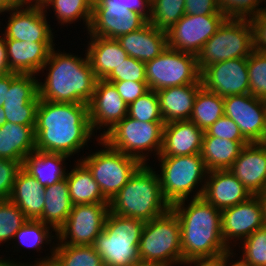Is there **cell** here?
<instances>
[{
	"label": "cell",
	"mask_w": 266,
	"mask_h": 266,
	"mask_svg": "<svg viewBox=\"0 0 266 266\" xmlns=\"http://www.w3.org/2000/svg\"><path fill=\"white\" fill-rule=\"evenodd\" d=\"M94 135L88 104L39 100L36 110L35 150L61 153L72 158L91 143L90 139Z\"/></svg>",
	"instance_id": "1"
},
{
	"label": "cell",
	"mask_w": 266,
	"mask_h": 266,
	"mask_svg": "<svg viewBox=\"0 0 266 266\" xmlns=\"http://www.w3.org/2000/svg\"><path fill=\"white\" fill-rule=\"evenodd\" d=\"M54 47L39 72L45 78L38 79L40 99L61 103L88 104L93 96L97 78L92 70L86 50L83 57Z\"/></svg>",
	"instance_id": "2"
},
{
	"label": "cell",
	"mask_w": 266,
	"mask_h": 266,
	"mask_svg": "<svg viewBox=\"0 0 266 266\" xmlns=\"http://www.w3.org/2000/svg\"><path fill=\"white\" fill-rule=\"evenodd\" d=\"M171 210L179 219L183 261L230 250L223 240L221 211L203 197L179 201Z\"/></svg>",
	"instance_id": "3"
},
{
	"label": "cell",
	"mask_w": 266,
	"mask_h": 266,
	"mask_svg": "<svg viewBox=\"0 0 266 266\" xmlns=\"http://www.w3.org/2000/svg\"><path fill=\"white\" fill-rule=\"evenodd\" d=\"M151 166L149 163L138 167L109 202L110 212L146 222L171 209L162 194L158 172Z\"/></svg>",
	"instance_id": "4"
},
{
	"label": "cell",
	"mask_w": 266,
	"mask_h": 266,
	"mask_svg": "<svg viewBox=\"0 0 266 266\" xmlns=\"http://www.w3.org/2000/svg\"><path fill=\"white\" fill-rule=\"evenodd\" d=\"M151 0H93L88 36L117 39L150 19Z\"/></svg>",
	"instance_id": "5"
},
{
	"label": "cell",
	"mask_w": 266,
	"mask_h": 266,
	"mask_svg": "<svg viewBox=\"0 0 266 266\" xmlns=\"http://www.w3.org/2000/svg\"><path fill=\"white\" fill-rule=\"evenodd\" d=\"M157 160L158 169L161 170L157 172L162 194L170 206L179 201L202 197L208 170L201 153L157 157Z\"/></svg>",
	"instance_id": "6"
},
{
	"label": "cell",
	"mask_w": 266,
	"mask_h": 266,
	"mask_svg": "<svg viewBox=\"0 0 266 266\" xmlns=\"http://www.w3.org/2000/svg\"><path fill=\"white\" fill-rule=\"evenodd\" d=\"M144 223L108 212L103 231L93 244L104 266H132L140 260L138 247Z\"/></svg>",
	"instance_id": "7"
},
{
	"label": "cell",
	"mask_w": 266,
	"mask_h": 266,
	"mask_svg": "<svg viewBox=\"0 0 266 266\" xmlns=\"http://www.w3.org/2000/svg\"><path fill=\"white\" fill-rule=\"evenodd\" d=\"M164 124L142 122L126 116L101 139L111 148L137 159L141 164H148L151 154L158 157L161 153Z\"/></svg>",
	"instance_id": "8"
},
{
	"label": "cell",
	"mask_w": 266,
	"mask_h": 266,
	"mask_svg": "<svg viewBox=\"0 0 266 266\" xmlns=\"http://www.w3.org/2000/svg\"><path fill=\"white\" fill-rule=\"evenodd\" d=\"M138 255L140 260L165 266H181L183 262L180 224L176 214L167 213L144 223Z\"/></svg>",
	"instance_id": "9"
},
{
	"label": "cell",
	"mask_w": 266,
	"mask_h": 266,
	"mask_svg": "<svg viewBox=\"0 0 266 266\" xmlns=\"http://www.w3.org/2000/svg\"><path fill=\"white\" fill-rule=\"evenodd\" d=\"M98 151L86 153L76 160H80L91 172L103 196L110 202L125 186L141 163L127 154L111 148L103 139L99 138Z\"/></svg>",
	"instance_id": "10"
},
{
	"label": "cell",
	"mask_w": 266,
	"mask_h": 266,
	"mask_svg": "<svg viewBox=\"0 0 266 266\" xmlns=\"http://www.w3.org/2000/svg\"><path fill=\"white\" fill-rule=\"evenodd\" d=\"M253 50V28L250 20L227 18L196 55L197 67L201 73L214 63L248 58Z\"/></svg>",
	"instance_id": "11"
},
{
	"label": "cell",
	"mask_w": 266,
	"mask_h": 266,
	"mask_svg": "<svg viewBox=\"0 0 266 266\" xmlns=\"http://www.w3.org/2000/svg\"><path fill=\"white\" fill-rule=\"evenodd\" d=\"M200 75L196 55L169 47L153 60L145 62L146 83L154 91L195 84Z\"/></svg>",
	"instance_id": "12"
},
{
	"label": "cell",
	"mask_w": 266,
	"mask_h": 266,
	"mask_svg": "<svg viewBox=\"0 0 266 266\" xmlns=\"http://www.w3.org/2000/svg\"><path fill=\"white\" fill-rule=\"evenodd\" d=\"M109 204H78L57 231L55 244L93 245L103 231Z\"/></svg>",
	"instance_id": "13"
},
{
	"label": "cell",
	"mask_w": 266,
	"mask_h": 266,
	"mask_svg": "<svg viewBox=\"0 0 266 266\" xmlns=\"http://www.w3.org/2000/svg\"><path fill=\"white\" fill-rule=\"evenodd\" d=\"M226 19L225 15L185 14L166 32L167 47L197 55Z\"/></svg>",
	"instance_id": "14"
},
{
	"label": "cell",
	"mask_w": 266,
	"mask_h": 266,
	"mask_svg": "<svg viewBox=\"0 0 266 266\" xmlns=\"http://www.w3.org/2000/svg\"><path fill=\"white\" fill-rule=\"evenodd\" d=\"M6 27L4 26V39H13L28 42H55L53 32L48 22V12L43 6L19 3L9 11Z\"/></svg>",
	"instance_id": "15"
},
{
	"label": "cell",
	"mask_w": 266,
	"mask_h": 266,
	"mask_svg": "<svg viewBox=\"0 0 266 266\" xmlns=\"http://www.w3.org/2000/svg\"><path fill=\"white\" fill-rule=\"evenodd\" d=\"M224 115L231 118L249 143H263L266 137L264 99L252 94L223 98Z\"/></svg>",
	"instance_id": "16"
},
{
	"label": "cell",
	"mask_w": 266,
	"mask_h": 266,
	"mask_svg": "<svg viewBox=\"0 0 266 266\" xmlns=\"http://www.w3.org/2000/svg\"><path fill=\"white\" fill-rule=\"evenodd\" d=\"M128 105L115 86L105 79H97L93 96L88 103L90 124L96 141L127 116ZM104 128V129H103ZM97 130L100 132H97ZM97 133L98 136H97Z\"/></svg>",
	"instance_id": "17"
},
{
	"label": "cell",
	"mask_w": 266,
	"mask_h": 266,
	"mask_svg": "<svg viewBox=\"0 0 266 266\" xmlns=\"http://www.w3.org/2000/svg\"><path fill=\"white\" fill-rule=\"evenodd\" d=\"M221 220L224 243L230 250H235L239 243L264 226L259 196L252 195L246 201L222 210Z\"/></svg>",
	"instance_id": "18"
},
{
	"label": "cell",
	"mask_w": 266,
	"mask_h": 266,
	"mask_svg": "<svg viewBox=\"0 0 266 266\" xmlns=\"http://www.w3.org/2000/svg\"><path fill=\"white\" fill-rule=\"evenodd\" d=\"M202 86L220 97L249 93L248 58L229 59L205 68Z\"/></svg>",
	"instance_id": "19"
},
{
	"label": "cell",
	"mask_w": 266,
	"mask_h": 266,
	"mask_svg": "<svg viewBox=\"0 0 266 266\" xmlns=\"http://www.w3.org/2000/svg\"><path fill=\"white\" fill-rule=\"evenodd\" d=\"M249 191L259 195L266 190V146L249 143L228 169Z\"/></svg>",
	"instance_id": "20"
},
{
	"label": "cell",
	"mask_w": 266,
	"mask_h": 266,
	"mask_svg": "<svg viewBox=\"0 0 266 266\" xmlns=\"http://www.w3.org/2000/svg\"><path fill=\"white\" fill-rule=\"evenodd\" d=\"M4 44L9 72L37 76L56 43L4 39Z\"/></svg>",
	"instance_id": "21"
},
{
	"label": "cell",
	"mask_w": 266,
	"mask_h": 266,
	"mask_svg": "<svg viewBox=\"0 0 266 266\" xmlns=\"http://www.w3.org/2000/svg\"><path fill=\"white\" fill-rule=\"evenodd\" d=\"M250 196L249 191L228 169L208 171L202 197L218 210L235 206Z\"/></svg>",
	"instance_id": "22"
},
{
	"label": "cell",
	"mask_w": 266,
	"mask_h": 266,
	"mask_svg": "<svg viewBox=\"0 0 266 266\" xmlns=\"http://www.w3.org/2000/svg\"><path fill=\"white\" fill-rule=\"evenodd\" d=\"M203 134L204 131L189 120L165 123L162 149L158 157L201 153Z\"/></svg>",
	"instance_id": "23"
},
{
	"label": "cell",
	"mask_w": 266,
	"mask_h": 266,
	"mask_svg": "<svg viewBox=\"0 0 266 266\" xmlns=\"http://www.w3.org/2000/svg\"><path fill=\"white\" fill-rule=\"evenodd\" d=\"M116 40L128 56L143 62L153 60L167 48L166 32L154 27L150 22Z\"/></svg>",
	"instance_id": "24"
},
{
	"label": "cell",
	"mask_w": 266,
	"mask_h": 266,
	"mask_svg": "<svg viewBox=\"0 0 266 266\" xmlns=\"http://www.w3.org/2000/svg\"><path fill=\"white\" fill-rule=\"evenodd\" d=\"M201 87L200 79L195 84L169 87L156 91L164 123L189 120L195 97Z\"/></svg>",
	"instance_id": "25"
},
{
	"label": "cell",
	"mask_w": 266,
	"mask_h": 266,
	"mask_svg": "<svg viewBox=\"0 0 266 266\" xmlns=\"http://www.w3.org/2000/svg\"><path fill=\"white\" fill-rule=\"evenodd\" d=\"M86 53L92 70L97 79H106L122 62L128 54L116 39L98 36H86Z\"/></svg>",
	"instance_id": "26"
},
{
	"label": "cell",
	"mask_w": 266,
	"mask_h": 266,
	"mask_svg": "<svg viewBox=\"0 0 266 266\" xmlns=\"http://www.w3.org/2000/svg\"><path fill=\"white\" fill-rule=\"evenodd\" d=\"M8 199L15 203L28 219L38 220L45 204V187L21 168Z\"/></svg>",
	"instance_id": "27"
},
{
	"label": "cell",
	"mask_w": 266,
	"mask_h": 266,
	"mask_svg": "<svg viewBox=\"0 0 266 266\" xmlns=\"http://www.w3.org/2000/svg\"><path fill=\"white\" fill-rule=\"evenodd\" d=\"M35 151V125L13 124L0 126V157L23 164L24 158Z\"/></svg>",
	"instance_id": "28"
},
{
	"label": "cell",
	"mask_w": 266,
	"mask_h": 266,
	"mask_svg": "<svg viewBox=\"0 0 266 266\" xmlns=\"http://www.w3.org/2000/svg\"><path fill=\"white\" fill-rule=\"evenodd\" d=\"M70 157L61 153H48L35 150L24 158L22 168L33 176L43 187L66 178V162ZM66 162V163H65Z\"/></svg>",
	"instance_id": "29"
},
{
	"label": "cell",
	"mask_w": 266,
	"mask_h": 266,
	"mask_svg": "<svg viewBox=\"0 0 266 266\" xmlns=\"http://www.w3.org/2000/svg\"><path fill=\"white\" fill-rule=\"evenodd\" d=\"M73 168L67 170L66 180L73 205L109 204L89 169L80 161L74 162Z\"/></svg>",
	"instance_id": "30"
},
{
	"label": "cell",
	"mask_w": 266,
	"mask_h": 266,
	"mask_svg": "<svg viewBox=\"0 0 266 266\" xmlns=\"http://www.w3.org/2000/svg\"><path fill=\"white\" fill-rule=\"evenodd\" d=\"M248 141H230L209 136L205 131L202 139L201 157L208 171L229 169Z\"/></svg>",
	"instance_id": "31"
},
{
	"label": "cell",
	"mask_w": 266,
	"mask_h": 266,
	"mask_svg": "<svg viewBox=\"0 0 266 266\" xmlns=\"http://www.w3.org/2000/svg\"><path fill=\"white\" fill-rule=\"evenodd\" d=\"M73 203L69 195V187L66 178L45 187V204L42 216L38 219L49 225L55 233L65 224Z\"/></svg>",
	"instance_id": "32"
},
{
	"label": "cell",
	"mask_w": 266,
	"mask_h": 266,
	"mask_svg": "<svg viewBox=\"0 0 266 266\" xmlns=\"http://www.w3.org/2000/svg\"><path fill=\"white\" fill-rule=\"evenodd\" d=\"M55 232L49 225L44 224L40 220H27V222L15 233L13 242L14 246H12V250L14 247L13 253L17 250V252L24 247V249H32L36 250L35 252L43 253L40 250H43L44 245L48 248L51 255H54V245L57 240V234L52 233ZM55 242H54V241ZM15 242V243H14ZM18 243V244H17ZM52 243V245H51ZM26 247V248H25ZM17 248V249H16ZM20 248V249H19ZM16 249V250H15Z\"/></svg>",
	"instance_id": "33"
},
{
	"label": "cell",
	"mask_w": 266,
	"mask_h": 266,
	"mask_svg": "<svg viewBox=\"0 0 266 266\" xmlns=\"http://www.w3.org/2000/svg\"><path fill=\"white\" fill-rule=\"evenodd\" d=\"M42 6L45 12L52 9L50 13L54 12L57 24H60L59 27L66 24L68 27L82 20L85 24L83 28L88 31L92 18L93 0H47Z\"/></svg>",
	"instance_id": "34"
},
{
	"label": "cell",
	"mask_w": 266,
	"mask_h": 266,
	"mask_svg": "<svg viewBox=\"0 0 266 266\" xmlns=\"http://www.w3.org/2000/svg\"><path fill=\"white\" fill-rule=\"evenodd\" d=\"M224 111L223 97L202 86L195 97L189 121L206 131L220 117L224 116Z\"/></svg>",
	"instance_id": "35"
},
{
	"label": "cell",
	"mask_w": 266,
	"mask_h": 266,
	"mask_svg": "<svg viewBox=\"0 0 266 266\" xmlns=\"http://www.w3.org/2000/svg\"><path fill=\"white\" fill-rule=\"evenodd\" d=\"M54 257L62 266H104L93 245L55 244Z\"/></svg>",
	"instance_id": "36"
},
{
	"label": "cell",
	"mask_w": 266,
	"mask_h": 266,
	"mask_svg": "<svg viewBox=\"0 0 266 266\" xmlns=\"http://www.w3.org/2000/svg\"><path fill=\"white\" fill-rule=\"evenodd\" d=\"M185 15V0H151L148 22L167 32Z\"/></svg>",
	"instance_id": "37"
},
{
	"label": "cell",
	"mask_w": 266,
	"mask_h": 266,
	"mask_svg": "<svg viewBox=\"0 0 266 266\" xmlns=\"http://www.w3.org/2000/svg\"><path fill=\"white\" fill-rule=\"evenodd\" d=\"M242 254L237 258L246 266H266V227L253 232L238 245Z\"/></svg>",
	"instance_id": "38"
},
{
	"label": "cell",
	"mask_w": 266,
	"mask_h": 266,
	"mask_svg": "<svg viewBox=\"0 0 266 266\" xmlns=\"http://www.w3.org/2000/svg\"><path fill=\"white\" fill-rule=\"evenodd\" d=\"M27 220L29 219L15 203L9 199H0V245L6 242L9 243L8 246L11 245L15 233Z\"/></svg>",
	"instance_id": "39"
},
{
	"label": "cell",
	"mask_w": 266,
	"mask_h": 266,
	"mask_svg": "<svg viewBox=\"0 0 266 266\" xmlns=\"http://www.w3.org/2000/svg\"><path fill=\"white\" fill-rule=\"evenodd\" d=\"M127 116L142 122H164L156 91L149 89L129 104Z\"/></svg>",
	"instance_id": "40"
},
{
	"label": "cell",
	"mask_w": 266,
	"mask_h": 266,
	"mask_svg": "<svg viewBox=\"0 0 266 266\" xmlns=\"http://www.w3.org/2000/svg\"><path fill=\"white\" fill-rule=\"evenodd\" d=\"M249 93L266 99V53L253 50L248 57Z\"/></svg>",
	"instance_id": "41"
},
{
	"label": "cell",
	"mask_w": 266,
	"mask_h": 266,
	"mask_svg": "<svg viewBox=\"0 0 266 266\" xmlns=\"http://www.w3.org/2000/svg\"><path fill=\"white\" fill-rule=\"evenodd\" d=\"M217 3L220 12L229 19L250 20L266 9L260 0H217Z\"/></svg>",
	"instance_id": "42"
},
{
	"label": "cell",
	"mask_w": 266,
	"mask_h": 266,
	"mask_svg": "<svg viewBox=\"0 0 266 266\" xmlns=\"http://www.w3.org/2000/svg\"><path fill=\"white\" fill-rule=\"evenodd\" d=\"M38 95V77L19 74L10 84L4 103L30 102Z\"/></svg>",
	"instance_id": "43"
},
{
	"label": "cell",
	"mask_w": 266,
	"mask_h": 266,
	"mask_svg": "<svg viewBox=\"0 0 266 266\" xmlns=\"http://www.w3.org/2000/svg\"><path fill=\"white\" fill-rule=\"evenodd\" d=\"M40 97L30 102H7L2 105L6 121L13 124L36 125V110Z\"/></svg>",
	"instance_id": "44"
},
{
	"label": "cell",
	"mask_w": 266,
	"mask_h": 266,
	"mask_svg": "<svg viewBox=\"0 0 266 266\" xmlns=\"http://www.w3.org/2000/svg\"><path fill=\"white\" fill-rule=\"evenodd\" d=\"M105 80L146 82L145 62L128 56Z\"/></svg>",
	"instance_id": "45"
},
{
	"label": "cell",
	"mask_w": 266,
	"mask_h": 266,
	"mask_svg": "<svg viewBox=\"0 0 266 266\" xmlns=\"http://www.w3.org/2000/svg\"><path fill=\"white\" fill-rule=\"evenodd\" d=\"M209 136L230 141H247L241 134L238 125L229 117L222 116L206 131Z\"/></svg>",
	"instance_id": "46"
},
{
	"label": "cell",
	"mask_w": 266,
	"mask_h": 266,
	"mask_svg": "<svg viewBox=\"0 0 266 266\" xmlns=\"http://www.w3.org/2000/svg\"><path fill=\"white\" fill-rule=\"evenodd\" d=\"M21 168V163L0 157V199L10 197L14 180Z\"/></svg>",
	"instance_id": "47"
},
{
	"label": "cell",
	"mask_w": 266,
	"mask_h": 266,
	"mask_svg": "<svg viewBox=\"0 0 266 266\" xmlns=\"http://www.w3.org/2000/svg\"><path fill=\"white\" fill-rule=\"evenodd\" d=\"M127 105L145 94L149 88L146 82L114 81L111 82Z\"/></svg>",
	"instance_id": "48"
},
{
	"label": "cell",
	"mask_w": 266,
	"mask_h": 266,
	"mask_svg": "<svg viewBox=\"0 0 266 266\" xmlns=\"http://www.w3.org/2000/svg\"><path fill=\"white\" fill-rule=\"evenodd\" d=\"M253 28L254 50L266 53V9L250 19Z\"/></svg>",
	"instance_id": "49"
},
{
	"label": "cell",
	"mask_w": 266,
	"mask_h": 266,
	"mask_svg": "<svg viewBox=\"0 0 266 266\" xmlns=\"http://www.w3.org/2000/svg\"><path fill=\"white\" fill-rule=\"evenodd\" d=\"M185 14L187 15H223L217 0H185Z\"/></svg>",
	"instance_id": "50"
},
{
	"label": "cell",
	"mask_w": 266,
	"mask_h": 266,
	"mask_svg": "<svg viewBox=\"0 0 266 266\" xmlns=\"http://www.w3.org/2000/svg\"><path fill=\"white\" fill-rule=\"evenodd\" d=\"M229 250L223 254L214 257L192 258L181 263L182 266H227L232 258H237L238 253ZM236 255V256H235Z\"/></svg>",
	"instance_id": "51"
},
{
	"label": "cell",
	"mask_w": 266,
	"mask_h": 266,
	"mask_svg": "<svg viewBox=\"0 0 266 266\" xmlns=\"http://www.w3.org/2000/svg\"><path fill=\"white\" fill-rule=\"evenodd\" d=\"M18 73L8 72L0 75V107L4 104L11 82L18 76Z\"/></svg>",
	"instance_id": "52"
},
{
	"label": "cell",
	"mask_w": 266,
	"mask_h": 266,
	"mask_svg": "<svg viewBox=\"0 0 266 266\" xmlns=\"http://www.w3.org/2000/svg\"><path fill=\"white\" fill-rule=\"evenodd\" d=\"M45 255V257L41 256L40 258H36L31 263L25 262V266H62L54 255H50L49 253Z\"/></svg>",
	"instance_id": "53"
},
{
	"label": "cell",
	"mask_w": 266,
	"mask_h": 266,
	"mask_svg": "<svg viewBox=\"0 0 266 266\" xmlns=\"http://www.w3.org/2000/svg\"><path fill=\"white\" fill-rule=\"evenodd\" d=\"M7 61H6V52L4 44V36L1 32L0 34V75L8 73Z\"/></svg>",
	"instance_id": "54"
},
{
	"label": "cell",
	"mask_w": 266,
	"mask_h": 266,
	"mask_svg": "<svg viewBox=\"0 0 266 266\" xmlns=\"http://www.w3.org/2000/svg\"><path fill=\"white\" fill-rule=\"evenodd\" d=\"M20 3L19 0H0V15L8 13L11 9L15 8ZM1 26V22H0ZM1 31V27H0Z\"/></svg>",
	"instance_id": "55"
},
{
	"label": "cell",
	"mask_w": 266,
	"mask_h": 266,
	"mask_svg": "<svg viewBox=\"0 0 266 266\" xmlns=\"http://www.w3.org/2000/svg\"><path fill=\"white\" fill-rule=\"evenodd\" d=\"M10 258V256L9 258L6 256L4 258L3 255H0V266H25V263L23 261H19V259L17 261V259L15 260V258H13L14 260Z\"/></svg>",
	"instance_id": "56"
},
{
	"label": "cell",
	"mask_w": 266,
	"mask_h": 266,
	"mask_svg": "<svg viewBox=\"0 0 266 266\" xmlns=\"http://www.w3.org/2000/svg\"><path fill=\"white\" fill-rule=\"evenodd\" d=\"M262 206L263 223L266 227V190L258 195Z\"/></svg>",
	"instance_id": "57"
},
{
	"label": "cell",
	"mask_w": 266,
	"mask_h": 266,
	"mask_svg": "<svg viewBox=\"0 0 266 266\" xmlns=\"http://www.w3.org/2000/svg\"><path fill=\"white\" fill-rule=\"evenodd\" d=\"M132 266H165V265L158 264V263H155V262L139 260L136 263H134Z\"/></svg>",
	"instance_id": "58"
},
{
	"label": "cell",
	"mask_w": 266,
	"mask_h": 266,
	"mask_svg": "<svg viewBox=\"0 0 266 266\" xmlns=\"http://www.w3.org/2000/svg\"><path fill=\"white\" fill-rule=\"evenodd\" d=\"M47 0H22L21 3L42 6Z\"/></svg>",
	"instance_id": "59"
},
{
	"label": "cell",
	"mask_w": 266,
	"mask_h": 266,
	"mask_svg": "<svg viewBox=\"0 0 266 266\" xmlns=\"http://www.w3.org/2000/svg\"><path fill=\"white\" fill-rule=\"evenodd\" d=\"M235 258L232 259V262L230 261L227 266H246L242 264L238 259L234 261Z\"/></svg>",
	"instance_id": "60"
},
{
	"label": "cell",
	"mask_w": 266,
	"mask_h": 266,
	"mask_svg": "<svg viewBox=\"0 0 266 266\" xmlns=\"http://www.w3.org/2000/svg\"><path fill=\"white\" fill-rule=\"evenodd\" d=\"M6 121V116L5 113L2 109V107H0V126Z\"/></svg>",
	"instance_id": "61"
},
{
	"label": "cell",
	"mask_w": 266,
	"mask_h": 266,
	"mask_svg": "<svg viewBox=\"0 0 266 266\" xmlns=\"http://www.w3.org/2000/svg\"><path fill=\"white\" fill-rule=\"evenodd\" d=\"M264 104H265V125H266V99H264Z\"/></svg>",
	"instance_id": "62"
},
{
	"label": "cell",
	"mask_w": 266,
	"mask_h": 266,
	"mask_svg": "<svg viewBox=\"0 0 266 266\" xmlns=\"http://www.w3.org/2000/svg\"><path fill=\"white\" fill-rule=\"evenodd\" d=\"M260 1H261V3H264V5H266V0H260Z\"/></svg>",
	"instance_id": "63"
},
{
	"label": "cell",
	"mask_w": 266,
	"mask_h": 266,
	"mask_svg": "<svg viewBox=\"0 0 266 266\" xmlns=\"http://www.w3.org/2000/svg\"><path fill=\"white\" fill-rule=\"evenodd\" d=\"M263 144L266 146V137H265V140H264Z\"/></svg>",
	"instance_id": "64"
}]
</instances>
